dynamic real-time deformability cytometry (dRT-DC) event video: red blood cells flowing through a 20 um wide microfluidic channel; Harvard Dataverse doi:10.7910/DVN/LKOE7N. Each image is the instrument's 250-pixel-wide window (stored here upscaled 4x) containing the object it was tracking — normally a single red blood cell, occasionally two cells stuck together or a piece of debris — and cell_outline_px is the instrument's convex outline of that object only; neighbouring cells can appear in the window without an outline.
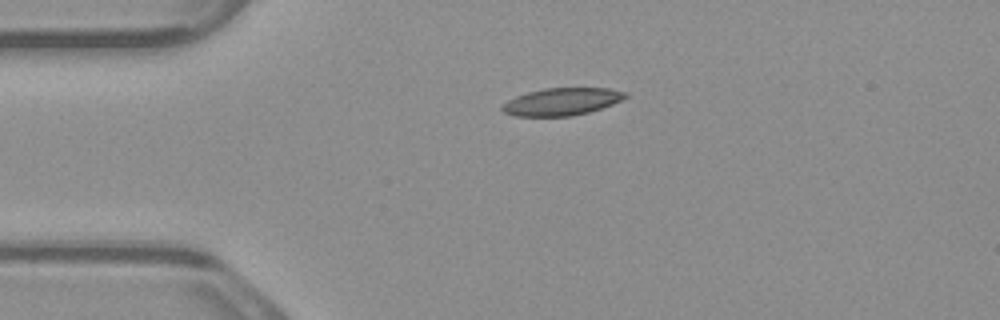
{"species": "common noctule bat (a hibernating species)", "species_latin": "Nyctalus noctula", "temperature_condition": "warm", "stored_images_in_passage": 2, "camera_frame_rate_fps": 3000, "um_per_image_px": 0.085, "animal": {"sex": "male", "body_mass_g": 23.1, "forearm_length_mm": 52.7}, "frame": {"image": 1, "passage_image": 1, "time_ms": 0.0, "image_size_px": [1000, 320], "cell_outline_px": [[628, 96], [612, 104], [588, 112], [572, 116], [516, 116], [504, 112], [500, 108], [508, 100], [516, 96], [528, 92], [544, 88], [608, 88], [628, 92]], "centroid_in_image_um": [47.75, 8.63], "position_along_channel_um": 37.2, "area_um2": 19.54}}